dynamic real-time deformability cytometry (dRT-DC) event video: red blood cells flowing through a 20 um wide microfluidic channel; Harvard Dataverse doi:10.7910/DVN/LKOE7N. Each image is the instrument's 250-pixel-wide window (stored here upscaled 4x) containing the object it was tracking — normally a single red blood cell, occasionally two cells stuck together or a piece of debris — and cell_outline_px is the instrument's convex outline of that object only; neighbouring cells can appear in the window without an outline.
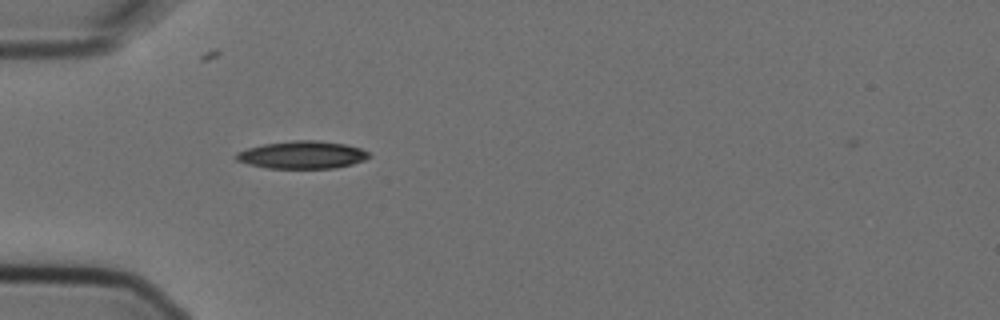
{"species": "Egyptian fruit bat (a non-hibernating species)", "species_latin": "Rousettus aegyptiacus", "temperature_condition": "cold", "stored_images_in_passage": 5, "camera_frame_rate_fps": 3000, "um_per_image_px": 0.085, "animal": {"sex": "female"}, "frame": {"image": 1, "passage_image": 5, "time_ms": 1.333, "image_size_px": [1000, 320], "cell_outline_px": [[372, 156], [364, 160], [352, 164], [336, 168], [268, 168], [248, 164], [236, 160], [232, 156], [236, 152], [248, 148], [264, 144], [292, 140], [316, 140], [344, 144], [360, 148], [368, 152]], "centroid_in_image_um": [25.67, 13.16], "position_along_channel_um": 59.3, "area_um2": 21.44}}